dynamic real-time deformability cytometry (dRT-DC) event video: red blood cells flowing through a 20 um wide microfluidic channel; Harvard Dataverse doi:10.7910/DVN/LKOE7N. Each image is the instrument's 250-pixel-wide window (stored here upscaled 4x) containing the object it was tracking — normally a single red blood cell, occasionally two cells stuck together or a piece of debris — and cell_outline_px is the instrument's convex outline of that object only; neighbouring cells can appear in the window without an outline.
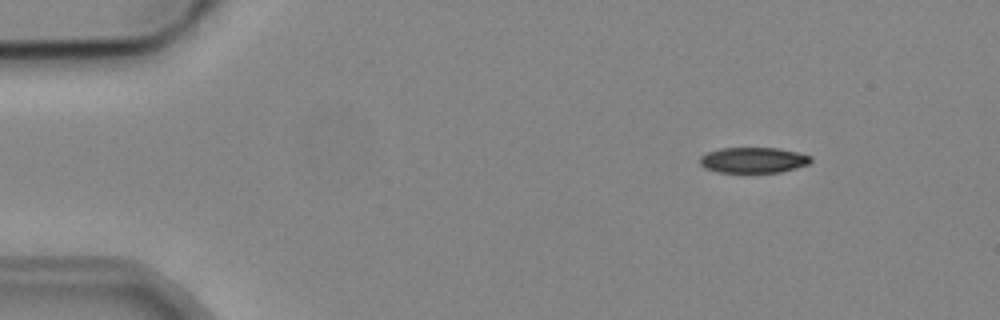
{"species": "common noctule bat (a hibernating species)", "species_latin": "Nyctalus noctula", "temperature_condition": "cold", "stored_images_in_passage": 8, "camera_frame_rate_fps": 3000, "um_per_image_px": 0.085, "animal": {"sex": "male", "body_mass_g": 19.2, "forearm_length_mm": 51.8}, "frame": {"image": 1, "passage_image": 2, "time_ms": 1.333, "image_size_px": [1000, 320], "cell_outline_px": [[812, 160], [808, 164], [796, 168], [780, 172], [716, 172], [704, 168], [700, 164], [700, 156], [708, 152], [720, 148], [776, 148], [796, 152], [812, 156]], "centroid_in_image_um": [64.01, 13.61], "position_along_channel_um": 21.0, "area_um2": 16.53}}
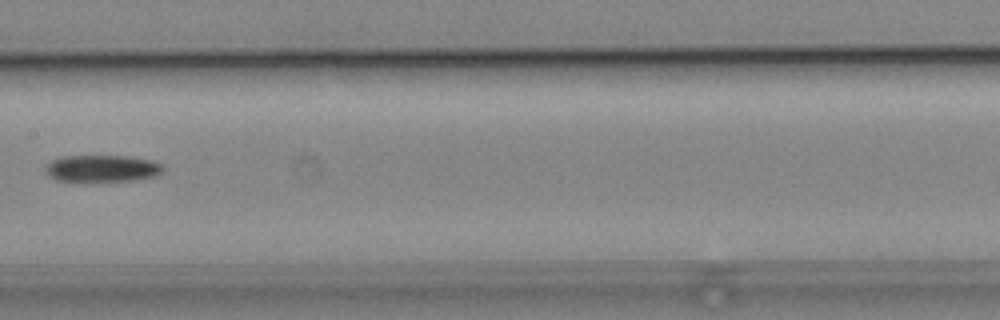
{"frame": {"image": 2, "passage_image": 8, "time_ms": 8.333, "image_size_px": [1000, 320], "cell_outline_px": [[164, 172], [156, 176], [136, 180], [56, 180], [44, 168], [52, 160], [60, 156], [128, 156], [152, 160], [160, 164], [164, 168]], "centroid_in_image_um": [8.74, 14.3], "position_along_channel_um": 198.7, "area_um2": 18.09}}